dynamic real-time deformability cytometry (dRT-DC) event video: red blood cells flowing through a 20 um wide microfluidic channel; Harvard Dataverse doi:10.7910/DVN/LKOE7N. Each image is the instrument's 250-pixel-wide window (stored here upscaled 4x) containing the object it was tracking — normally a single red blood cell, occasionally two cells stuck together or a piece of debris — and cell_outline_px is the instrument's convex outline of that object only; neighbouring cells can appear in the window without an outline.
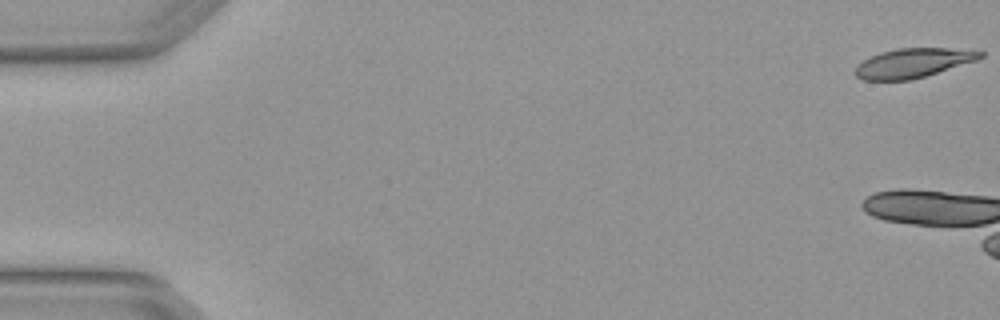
{"species": "Egyptian fruit bat (a non-hibernating species)", "species_latin": "Rousettus aegyptiacus", "temperature_condition": "warm", "stored_images_in_passage": 6, "camera_frame_rate_fps": 3000, "um_per_image_px": 0.085, "animal": {"sex": "female"}, "frame": {"image": 1, "passage_image": 1, "time_ms": 0.0, "image_size_px": [1000, 320], "cell_outline_px": [[984, 56], [976, 60], [912, 80], [864, 80], [856, 76], [856, 64], [880, 52], [896, 48], [948, 48], [984, 52]], "centroid_in_image_um": [77.58, 5.35], "position_along_channel_um": 7.4, "area_um2": 21.1}}
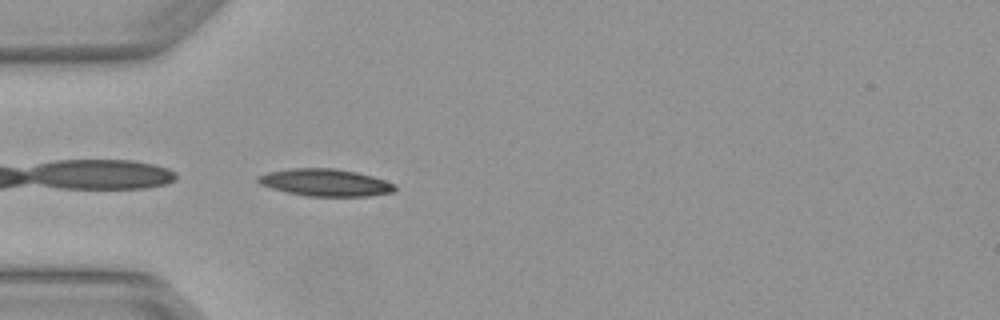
{"frame": {"image": 2, "passage_image": 6, "time_ms": 1.667, "image_size_px": [1000, 320], "cell_outline_px": [[396, 188], [392, 192], [368, 196], [308, 196], [288, 192], [272, 188], [260, 184], [256, 180], [256, 176], [268, 172], [288, 168], [332, 168], [356, 172], [372, 176], [396, 184]], "centroid_in_image_um": [27.63, 15.51], "position_along_channel_um": 57.4, "area_um2": 21.62}}